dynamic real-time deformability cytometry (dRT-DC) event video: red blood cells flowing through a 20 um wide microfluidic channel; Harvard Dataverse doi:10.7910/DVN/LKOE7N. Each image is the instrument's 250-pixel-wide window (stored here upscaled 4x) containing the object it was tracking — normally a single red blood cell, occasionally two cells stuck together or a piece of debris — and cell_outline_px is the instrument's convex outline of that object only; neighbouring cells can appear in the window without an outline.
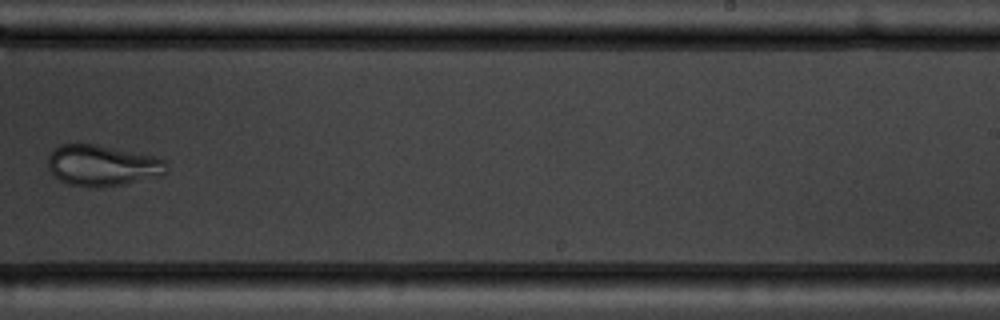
{"species": "common noctule bat (a hibernating species)", "species_latin": "Nyctalus noctula", "temperature_condition": "warm", "stored_images_in_passage": 7, "camera_frame_rate_fps": 3000, "um_per_image_px": 0.085, "animal": {"sex": "male", "body_mass_g": 19.5, "forearm_length_mm": 54.6}, "frame": {"image": 1, "passage_image": 7, "time_ms": 7.0, "image_size_px": [1000, 320], "cell_outline_px": [[168, 160], [164, 176], [124, 184], [100, 188], [88, 188], [68, 184], [60, 180], [48, 168], [48, 156], [52, 148], [60, 144], [96, 144], [152, 156]], "centroid_in_image_um": [8.7, 14.08], "position_along_channel_um": 280.3, "area_um2": 28.67}}